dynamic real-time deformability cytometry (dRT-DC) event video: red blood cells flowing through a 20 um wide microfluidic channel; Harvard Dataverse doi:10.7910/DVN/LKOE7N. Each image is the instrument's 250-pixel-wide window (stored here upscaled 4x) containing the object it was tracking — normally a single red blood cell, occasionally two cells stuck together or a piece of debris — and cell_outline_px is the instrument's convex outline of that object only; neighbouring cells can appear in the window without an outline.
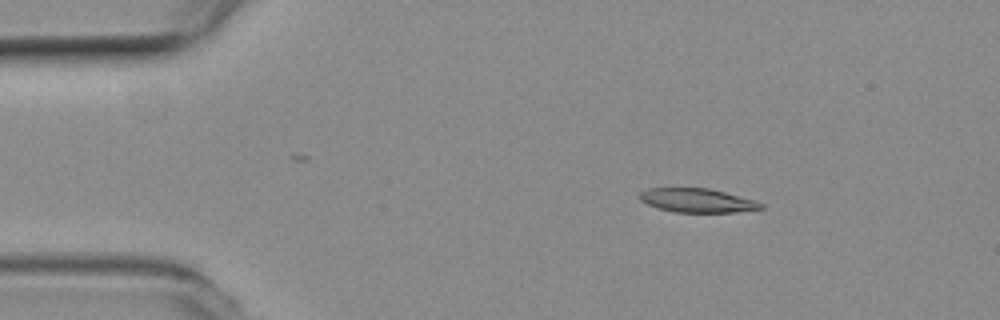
{"species": "common noctule bat (a hibernating species)", "species_latin": "Nyctalus noctula", "temperature_condition": "room temperature", "stored_images_in_passage": 4, "camera_frame_rate_fps": 3000, "um_per_image_px": 0.085, "animal": {"sex": "female", "body_mass_g": 19.3, "forearm_length_mm": 54.1}, "frame": {"image": 1, "passage_image": 2, "time_ms": 0.333, "image_size_px": [1000, 320], "cell_outline_px": [[764, 208], [736, 212], [676, 212], [656, 208], [640, 200], [640, 192], [648, 188], [708, 188], [756, 200], [764, 204]], "centroid_in_image_um": [59.28, 17.04], "position_along_channel_um": 25.7, "area_um2": 16.88}}